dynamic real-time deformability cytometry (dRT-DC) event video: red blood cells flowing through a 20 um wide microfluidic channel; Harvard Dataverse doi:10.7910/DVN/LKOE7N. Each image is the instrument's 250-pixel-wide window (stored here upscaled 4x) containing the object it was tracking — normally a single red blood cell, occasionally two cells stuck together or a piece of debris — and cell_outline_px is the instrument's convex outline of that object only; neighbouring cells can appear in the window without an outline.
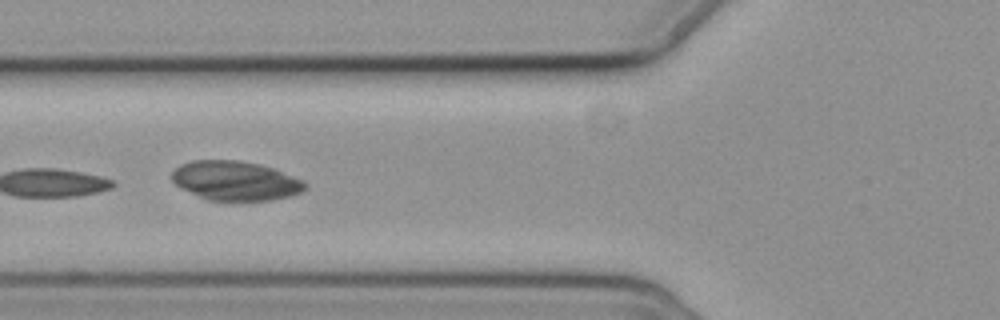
{"species": "common noctule bat (a hibernating species)", "species_latin": "Nyctalus noctula", "temperature_condition": "cold", "stored_images_in_passage": 3, "camera_frame_rate_fps": 3000, "um_per_image_px": 0.085, "animal": {"sex": "female", "body_mass_g": 19.3, "forearm_length_mm": 54.1}, "frame": {"image": 1, "passage_image": 2, "time_ms": 1.333, "image_size_px": [1000, 320], "cell_outline_px": [[308, 188], [292, 196], [272, 200], [208, 200], [176, 184], [172, 180], [172, 172], [180, 164], [192, 160], [236, 160], [260, 164], [276, 168], [304, 180], [308, 184]], "centroid_in_image_um": [20.09, 15.35], "position_along_channel_um": 105.7, "area_um2": 30.58}}
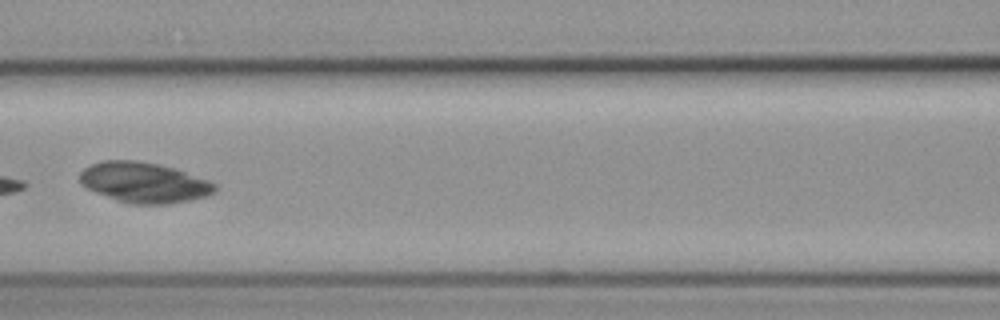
{"frame": {"image": 2, "passage_image": 3, "time_ms": 2.667, "image_size_px": [1000, 320], "cell_outline_px": [[216, 192], [208, 196], [172, 204], [128, 204], [116, 200], [96, 192], [80, 184], [80, 172], [84, 168], [92, 164], [104, 160], [136, 160], [160, 164], [176, 168], [208, 180], [216, 184]], "centroid_in_image_um": [12.27, 15.51], "position_along_channel_um": 154.3, "area_um2": 32.08}}